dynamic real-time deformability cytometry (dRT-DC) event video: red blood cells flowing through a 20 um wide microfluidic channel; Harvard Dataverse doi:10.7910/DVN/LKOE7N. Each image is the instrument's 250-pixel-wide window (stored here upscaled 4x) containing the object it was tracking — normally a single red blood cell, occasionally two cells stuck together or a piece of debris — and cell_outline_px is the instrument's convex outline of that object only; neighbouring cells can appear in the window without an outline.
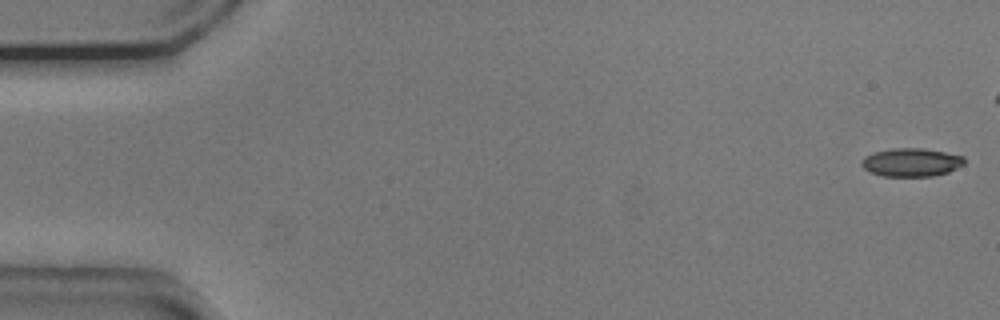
{"species": "common noctule bat (a hibernating species)", "species_latin": "Nyctalus noctula", "temperature_condition": "cold", "stored_images_in_passage": 47, "camera_frame_rate_fps": 3000, "um_per_image_px": 0.085, "animal": {"sex": "male", "body_mass_g": 20.5, "forearm_length_mm": 52.5}, "frame": {"image": 1, "passage_image": 1, "time_ms": 0.0, "image_size_px": [1000, 320], "cell_outline_px": [[964, 164], [948, 172], [932, 176], [884, 176], [868, 172], [860, 164], [864, 156], [876, 152], [892, 148], [920, 148], [944, 152], [964, 156]], "centroid_in_image_um": [77.44, 13.8], "position_along_channel_um": 7.6, "area_um2": 16.88}}
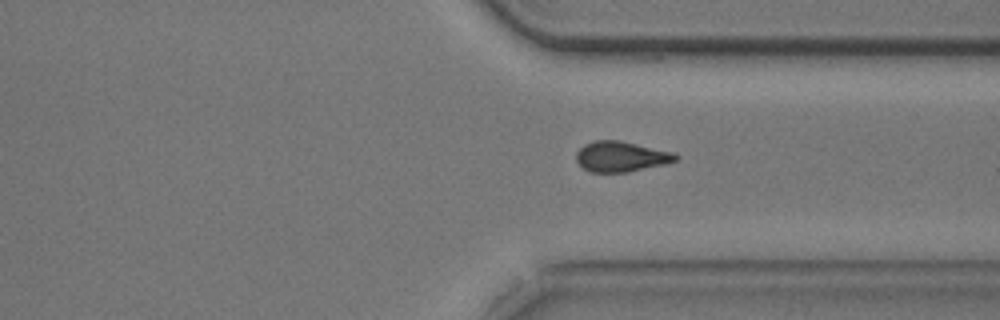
{"frame": {"image": 2, "passage_image": 40, "time_ms": 13.0, "image_size_px": [1000, 320], "cell_outline_px": [[680, 156], [676, 160], [668, 164], [628, 172], [592, 172], [584, 168], [576, 160], [576, 152], [584, 144], [596, 140], [620, 140], [676, 152]], "centroid_in_image_um": [52.85, 13.3], "position_along_channel_um": 358.6, "area_um2": 17.86}}
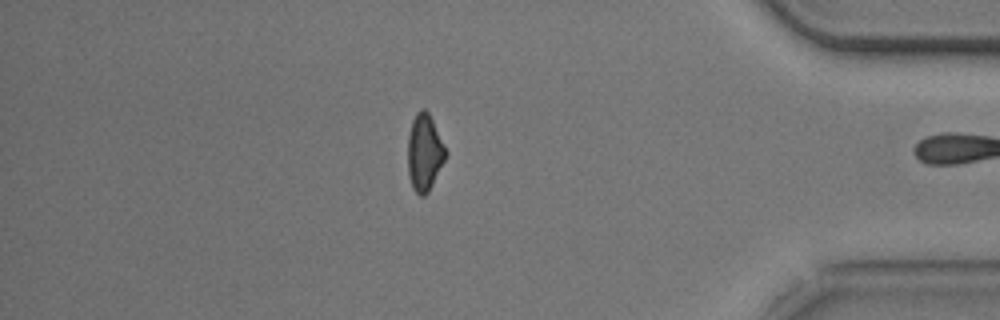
{"frame": {"image": 3, "passage_image": 46, "time_ms": 15.0, "image_size_px": [1000, 320], "cell_outline_px": [[448, 152], [428, 192], [424, 196], [420, 196], [412, 188], [408, 176], [408, 132], [412, 120], [416, 112], [420, 108], [424, 108], [428, 112]], "centroid_in_image_um": [36.06, 12.95], "position_along_channel_um": 399.1, "area_um2": 16.94}, "authors_computed_cell_mechanics": {"area_um2": 17.7446, "velocity_mm_per_s": 3.7683, "shape_relaxation_time_tau1_ms": 2.3327, "shape_relaxation_time_tau2_ms": 2.8283, "deformation_change_tau1": 0.1018, "deformation_change_tau2": 0.0966}}